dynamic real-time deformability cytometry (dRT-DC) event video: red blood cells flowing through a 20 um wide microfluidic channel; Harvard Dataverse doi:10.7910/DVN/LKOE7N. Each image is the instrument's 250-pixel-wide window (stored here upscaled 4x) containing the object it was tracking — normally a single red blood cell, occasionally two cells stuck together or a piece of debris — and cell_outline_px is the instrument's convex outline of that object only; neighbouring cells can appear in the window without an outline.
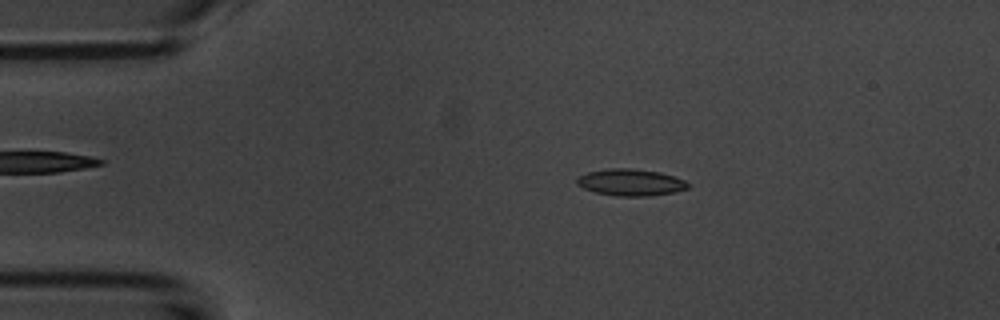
{"species": "common noctule bat (a hibernating species)", "species_latin": "Nyctalus noctula", "temperature_condition": "room temperature", "stored_images_in_passage": 50, "camera_frame_rate_fps": 3000, "um_per_image_px": 0.085, "animal": {"sex": "male", "body_mass_g": 20.1, "forearm_length_mm": 53.5}, "frame": {"image": 1, "passage_image": 6, "time_ms": 1.667, "image_size_px": [1000, 320], "cell_outline_px": [[688, 188], [676, 192], [652, 196], [616, 196], [596, 192], [584, 188], [576, 184], [576, 176], [588, 172], [612, 168], [628, 168], [660, 172], [684, 180], [688, 184]], "centroid_in_image_um": [53.59, 15.51], "position_along_channel_um": 31.4, "area_um2": 17.28}}
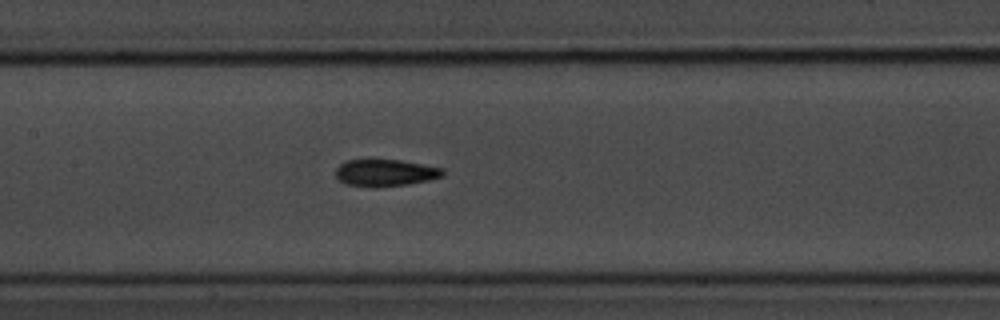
{"frame": {"image": 2, "passage_image": 21, "time_ms": 6.667, "image_size_px": [1000, 320], "cell_outline_px": [[444, 176], [428, 180], [408, 184], [376, 188], [372, 188], [348, 184], [340, 180], [336, 176], [336, 168], [340, 164], [348, 160], [400, 160], [424, 164], [444, 168]], "centroid_in_image_um": [32.78, 14.69], "position_along_channel_um": 174.6, "area_um2": 16.88}}
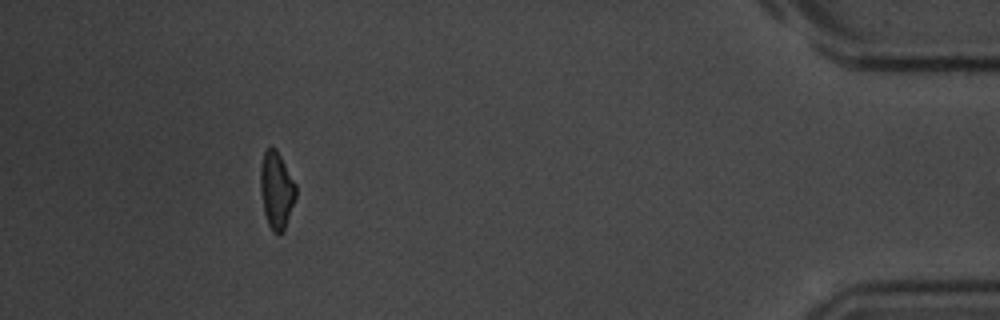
{"frame": {"image": 3, "passage_image": 45, "time_ms": 14.667, "image_size_px": [1000, 320], "cell_outline_px": [[296, 196], [284, 232], [272, 232], [268, 224], [264, 212], [260, 192], [260, 168], [264, 152], [272, 144], [276, 148], [296, 184]], "centroid_in_image_um": [23.49, 16.15], "position_along_channel_um": 411.7, "area_um2": 16.01}, "authors_computed_cell_mechanics": {"area_um2": 16.5597, "velocity_mm_per_s": 3.7291, "shape_relaxation_time_tau1_ms": 4.2366, "shape_relaxation_time_tau2_ms": 8.0102, "deformation_change_tau1": 0.143, "deformation_change_tau2": 0.152}}